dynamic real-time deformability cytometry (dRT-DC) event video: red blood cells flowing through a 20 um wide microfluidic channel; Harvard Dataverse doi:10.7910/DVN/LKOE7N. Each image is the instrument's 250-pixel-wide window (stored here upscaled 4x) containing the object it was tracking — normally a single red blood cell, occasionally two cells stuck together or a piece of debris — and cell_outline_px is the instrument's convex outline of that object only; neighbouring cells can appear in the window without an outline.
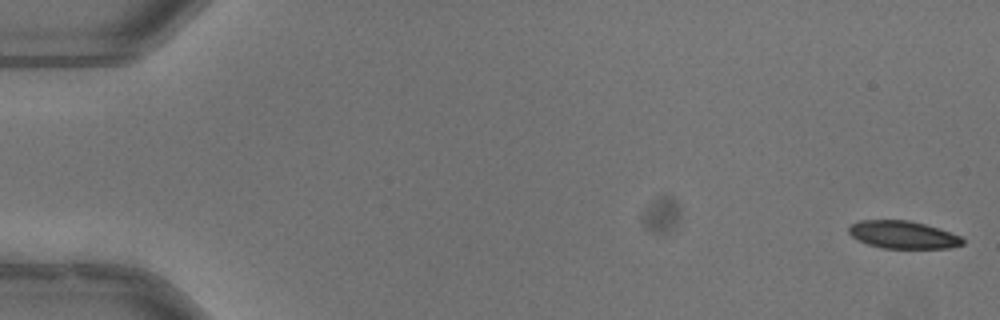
{"species": "common noctule bat (a hibernating species)", "species_latin": "Nyctalus noctula", "temperature_condition": "warm", "stored_images_in_passage": 22, "camera_frame_rate_fps": 3000, "um_per_image_px": 0.085, "animal": {"sex": "male", "body_mass_g": 13.3}, "frame": {"image": 1, "passage_image": 1, "time_ms": 0.0, "image_size_px": [1000, 320], "cell_outline_px": [[964, 244], [948, 248], [884, 248], [868, 244], [852, 236], [848, 232], [848, 228], [852, 224], [860, 220], [908, 220], [924, 224], [960, 236], [964, 240]], "centroid_in_image_um": [76.74, 19.95], "position_along_channel_um": 8.3, "area_um2": 18.03}}
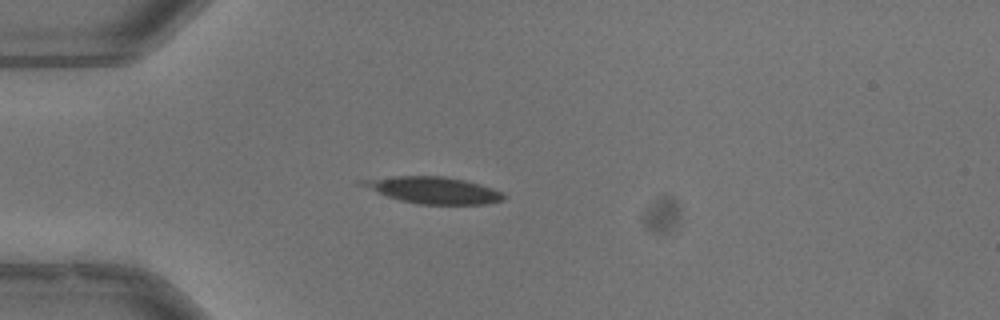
{"frame": {"image": 2, "passage_image": 15, "time_ms": 4.667, "image_size_px": [1000, 320], "cell_outline_px": [[508, 196], [504, 200], [488, 204], [416, 204], [400, 200], [376, 192], [356, 184], [356, 180], [392, 176], [444, 176], [464, 180], [480, 184], [504, 192]], "centroid_in_image_um": [36.83, 16.16], "position_along_channel_um": 48.2, "area_um2": 22.31}}
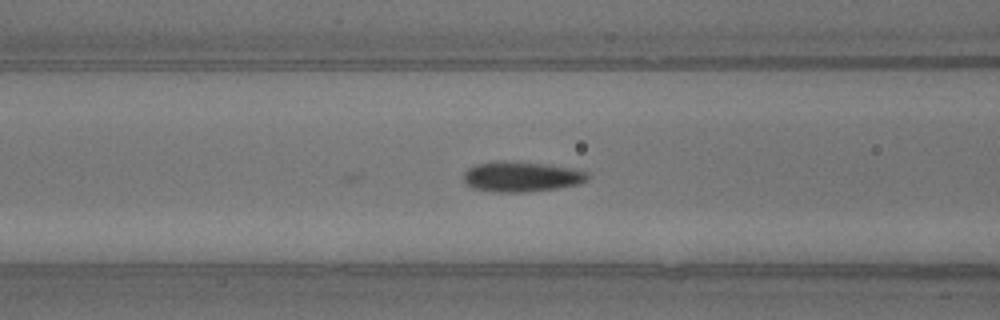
{"frame": {"image": 3, "passage_image": 22, "time_ms": 7.0, "image_size_px": [1000, 320], "cell_outline_px": [[588, 180], [580, 184], [556, 188], [524, 192], [492, 192], [472, 188], [464, 184], [464, 172], [468, 168], [476, 164], [492, 160], [504, 160], [548, 164], [572, 168], [588, 172]], "centroid_in_image_um": [44.28, 15.0], "position_along_channel_um": 122.3, "area_um2": 22.25}}